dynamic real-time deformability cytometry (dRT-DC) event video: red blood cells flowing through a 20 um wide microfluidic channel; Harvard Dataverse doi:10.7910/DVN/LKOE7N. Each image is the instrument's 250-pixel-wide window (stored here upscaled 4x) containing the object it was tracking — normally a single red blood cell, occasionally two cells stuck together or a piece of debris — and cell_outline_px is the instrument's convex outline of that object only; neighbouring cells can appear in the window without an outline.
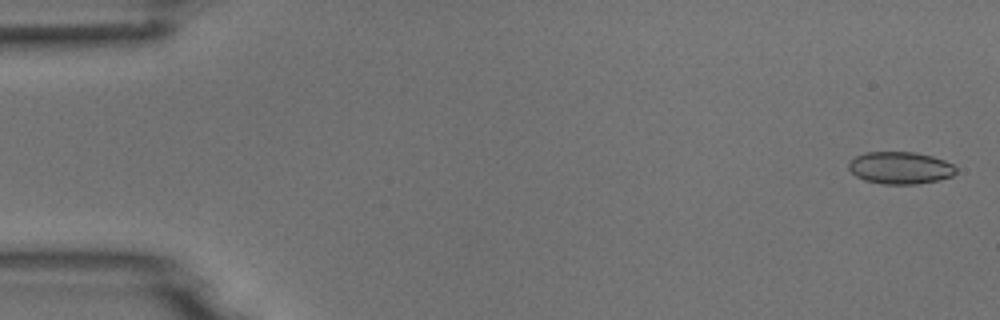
{"species": "common noctule bat (a hibernating species)", "species_latin": "Nyctalus noctula", "temperature_condition": "room temperature", "stored_images_in_passage": 5, "camera_frame_rate_fps": 3000, "um_per_image_px": 0.085, "animal": {"sex": "male", "body_mass_g": 18.8}, "frame": {"image": 1, "passage_image": 1, "time_ms": 0.0, "image_size_px": [1000, 320], "cell_outline_px": [[956, 172], [952, 176], [940, 180], [916, 184], [880, 184], [864, 180], [856, 176], [848, 168], [848, 164], [856, 156], [868, 152], [916, 152], [932, 156], [944, 160], [952, 164], [956, 168]], "centroid_in_image_um": [76.53, 14.27], "position_along_channel_um": 8.5, "area_um2": 20.17}}
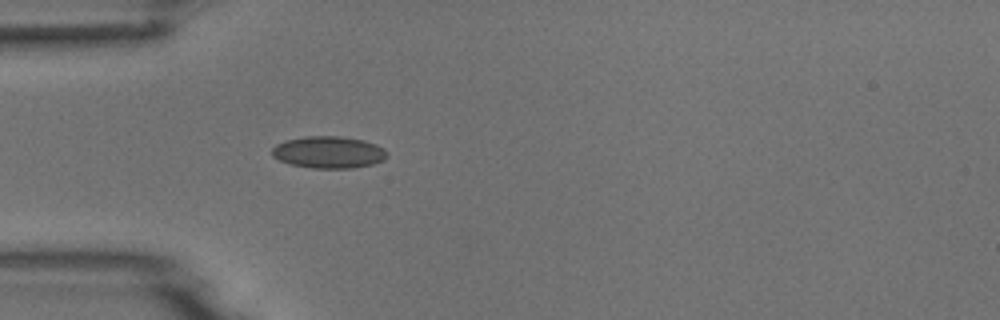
{"frame": {"image": 2, "passage_image": 5, "time_ms": 4.667, "image_size_px": [1000, 320], "cell_outline_px": [[388, 156], [384, 160], [372, 164], [352, 168], [312, 168], [292, 164], [280, 160], [272, 156], [272, 148], [276, 144], [288, 140], [304, 136], [340, 136], [364, 140], [376, 144], [384, 148], [388, 152]], "centroid_in_image_um": [27.97, 12.93], "position_along_channel_um": 57.0, "area_um2": 21.44}}